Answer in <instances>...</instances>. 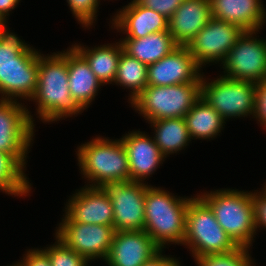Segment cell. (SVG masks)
I'll return each mask as SVG.
<instances>
[{"instance_id": "cell-1", "label": "cell", "mask_w": 266, "mask_h": 266, "mask_svg": "<svg viewBox=\"0 0 266 266\" xmlns=\"http://www.w3.org/2000/svg\"><path fill=\"white\" fill-rule=\"evenodd\" d=\"M52 54L40 53L38 56V83L30 100L36 103V117L46 124L84 111L70 94L68 49Z\"/></svg>"}, {"instance_id": "cell-2", "label": "cell", "mask_w": 266, "mask_h": 266, "mask_svg": "<svg viewBox=\"0 0 266 266\" xmlns=\"http://www.w3.org/2000/svg\"><path fill=\"white\" fill-rule=\"evenodd\" d=\"M191 197L175 196L168 190L149 185L145 195V225L152 240L161 248L166 245L182 246L185 230L187 208Z\"/></svg>"}, {"instance_id": "cell-3", "label": "cell", "mask_w": 266, "mask_h": 266, "mask_svg": "<svg viewBox=\"0 0 266 266\" xmlns=\"http://www.w3.org/2000/svg\"><path fill=\"white\" fill-rule=\"evenodd\" d=\"M76 154L82 178L88 181L85 186L102 187L107 182L130 181L128 155L121 139L99 135L77 146Z\"/></svg>"}, {"instance_id": "cell-4", "label": "cell", "mask_w": 266, "mask_h": 266, "mask_svg": "<svg viewBox=\"0 0 266 266\" xmlns=\"http://www.w3.org/2000/svg\"><path fill=\"white\" fill-rule=\"evenodd\" d=\"M209 192L199 196L213 210L216 221L238 247L250 249L257 233L252 192L229 188Z\"/></svg>"}, {"instance_id": "cell-5", "label": "cell", "mask_w": 266, "mask_h": 266, "mask_svg": "<svg viewBox=\"0 0 266 266\" xmlns=\"http://www.w3.org/2000/svg\"><path fill=\"white\" fill-rule=\"evenodd\" d=\"M194 259L204 255L227 254L238 246L216 221L210 206L199 196L190 199L183 244Z\"/></svg>"}, {"instance_id": "cell-6", "label": "cell", "mask_w": 266, "mask_h": 266, "mask_svg": "<svg viewBox=\"0 0 266 266\" xmlns=\"http://www.w3.org/2000/svg\"><path fill=\"white\" fill-rule=\"evenodd\" d=\"M201 97V82H189L169 86H146L130 102L146 122L159 119L184 118Z\"/></svg>"}, {"instance_id": "cell-7", "label": "cell", "mask_w": 266, "mask_h": 266, "mask_svg": "<svg viewBox=\"0 0 266 266\" xmlns=\"http://www.w3.org/2000/svg\"><path fill=\"white\" fill-rule=\"evenodd\" d=\"M201 97L226 121L251 115L253 118L256 83L226 78L221 74L215 79H206L202 74Z\"/></svg>"}, {"instance_id": "cell-8", "label": "cell", "mask_w": 266, "mask_h": 266, "mask_svg": "<svg viewBox=\"0 0 266 266\" xmlns=\"http://www.w3.org/2000/svg\"><path fill=\"white\" fill-rule=\"evenodd\" d=\"M24 106L19 101L0 99V150L11 154L26 169L35 123Z\"/></svg>"}, {"instance_id": "cell-9", "label": "cell", "mask_w": 266, "mask_h": 266, "mask_svg": "<svg viewBox=\"0 0 266 266\" xmlns=\"http://www.w3.org/2000/svg\"><path fill=\"white\" fill-rule=\"evenodd\" d=\"M259 31H244L238 37L221 64L222 76L256 84L266 79V39L257 38Z\"/></svg>"}, {"instance_id": "cell-10", "label": "cell", "mask_w": 266, "mask_h": 266, "mask_svg": "<svg viewBox=\"0 0 266 266\" xmlns=\"http://www.w3.org/2000/svg\"><path fill=\"white\" fill-rule=\"evenodd\" d=\"M148 183L107 182L102 188L113 207L115 231H141L145 225V195Z\"/></svg>"}, {"instance_id": "cell-11", "label": "cell", "mask_w": 266, "mask_h": 266, "mask_svg": "<svg viewBox=\"0 0 266 266\" xmlns=\"http://www.w3.org/2000/svg\"><path fill=\"white\" fill-rule=\"evenodd\" d=\"M243 32L235 24L211 17L186 47L201 68L209 63L221 66Z\"/></svg>"}, {"instance_id": "cell-12", "label": "cell", "mask_w": 266, "mask_h": 266, "mask_svg": "<svg viewBox=\"0 0 266 266\" xmlns=\"http://www.w3.org/2000/svg\"><path fill=\"white\" fill-rule=\"evenodd\" d=\"M55 236L77 254L89 262L105 259L109 254L114 227L100 224H83L79 222H60Z\"/></svg>"}, {"instance_id": "cell-13", "label": "cell", "mask_w": 266, "mask_h": 266, "mask_svg": "<svg viewBox=\"0 0 266 266\" xmlns=\"http://www.w3.org/2000/svg\"><path fill=\"white\" fill-rule=\"evenodd\" d=\"M40 53L29 44L16 57V62L0 66V98L2 100H31L38 83Z\"/></svg>"}, {"instance_id": "cell-14", "label": "cell", "mask_w": 266, "mask_h": 266, "mask_svg": "<svg viewBox=\"0 0 266 266\" xmlns=\"http://www.w3.org/2000/svg\"><path fill=\"white\" fill-rule=\"evenodd\" d=\"M69 197L61 222L114 225L112 202L102 187L85 186Z\"/></svg>"}, {"instance_id": "cell-15", "label": "cell", "mask_w": 266, "mask_h": 266, "mask_svg": "<svg viewBox=\"0 0 266 266\" xmlns=\"http://www.w3.org/2000/svg\"><path fill=\"white\" fill-rule=\"evenodd\" d=\"M201 67L186 46H178L159 61L148 65V86H169L201 82Z\"/></svg>"}, {"instance_id": "cell-16", "label": "cell", "mask_w": 266, "mask_h": 266, "mask_svg": "<svg viewBox=\"0 0 266 266\" xmlns=\"http://www.w3.org/2000/svg\"><path fill=\"white\" fill-rule=\"evenodd\" d=\"M160 250L144 230L115 231L105 263L108 266H142Z\"/></svg>"}, {"instance_id": "cell-17", "label": "cell", "mask_w": 266, "mask_h": 266, "mask_svg": "<svg viewBox=\"0 0 266 266\" xmlns=\"http://www.w3.org/2000/svg\"><path fill=\"white\" fill-rule=\"evenodd\" d=\"M127 151L130 181L146 183L163 164L165 156L155 144L154 138L142 131H130L120 138Z\"/></svg>"}, {"instance_id": "cell-18", "label": "cell", "mask_w": 266, "mask_h": 266, "mask_svg": "<svg viewBox=\"0 0 266 266\" xmlns=\"http://www.w3.org/2000/svg\"><path fill=\"white\" fill-rule=\"evenodd\" d=\"M111 28L126 34L124 38H141L168 30V18L132 0L112 17Z\"/></svg>"}, {"instance_id": "cell-19", "label": "cell", "mask_w": 266, "mask_h": 266, "mask_svg": "<svg viewBox=\"0 0 266 266\" xmlns=\"http://www.w3.org/2000/svg\"><path fill=\"white\" fill-rule=\"evenodd\" d=\"M212 17L210 0H184L168 20L178 46H187Z\"/></svg>"}, {"instance_id": "cell-20", "label": "cell", "mask_w": 266, "mask_h": 266, "mask_svg": "<svg viewBox=\"0 0 266 266\" xmlns=\"http://www.w3.org/2000/svg\"><path fill=\"white\" fill-rule=\"evenodd\" d=\"M211 15L244 31L261 30L266 23L262 0H210Z\"/></svg>"}, {"instance_id": "cell-21", "label": "cell", "mask_w": 266, "mask_h": 266, "mask_svg": "<svg viewBox=\"0 0 266 266\" xmlns=\"http://www.w3.org/2000/svg\"><path fill=\"white\" fill-rule=\"evenodd\" d=\"M68 82L71 96L83 110L91 105L103 86L86 59L72 45L68 48Z\"/></svg>"}, {"instance_id": "cell-22", "label": "cell", "mask_w": 266, "mask_h": 266, "mask_svg": "<svg viewBox=\"0 0 266 266\" xmlns=\"http://www.w3.org/2000/svg\"><path fill=\"white\" fill-rule=\"evenodd\" d=\"M120 41L126 53L147 65L159 61L178 47L168 30L141 38H121Z\"/></svg>"}, {"instance_id": "cell-23", "label": "cell", "mask_w": 266, "mask_h": 266, "mask_svg": "<svg viewBox=\"0 0 266 266\" xmlns=\"http://www.w3.org/2000/svg\"><path fill=\"white\" fill-rule=\"evenodd\" d=\"M88 62L90 69L96 75L102 85L112 84L115 80L118 61L124 50L121 41L107 43L97 47H84L75 43L72 45Z\"/></svg>"}, {"instance_id": "cell-24", "label": "cell", "mask_w": 266, "mask_h": 266, "mask_svg": "<svg viewBox=\"0 0 266 266\" xmlns=\"http://www.w3.org/2000/svg\"><path fill=\"white\" fill-rule=\"evenodd\" d=\"M191 139H213L220 135L224 118L200 97L184 116Z\"/></svg>"}, {"instance_id": "cell-25", "label": "cell", "mask_w": 266, "mask_h": 266, "mask_svg": "<svg viewBox=\"0 0 266 266\" xmlns=\"http://www.w3.org/2000/svg\"><path fill=\"white\" fill-rule=\"evenodd\" d=\"M148 123L154 130L155 144L166 158L186 148L192 140L184 118L159 119Z\"/></svg>"}, {"instance_id": "cell-26", "label": "cell", "mask_w": 266, "mask_h": 266, "mask_svg": "<svg viewBox=\"0 0 266 266\" xmlns=\"http://www.w3.org/2000/svg\"><path fill=\"white\" fill-rule=\"evenodd\" d=\"M148 65L133 58L124 50L122 51L118 68L113 83L129 89V103L133 101L147 86Z\"/></svg>"}, {"instance_id": "cell-27", "label": "cell", "mask_w": 266, "mask_h": 266, "mask_svg": "<svg viewBox=\"0 0 266 266\" xmlns=\"http://www.w3.org/2000/svg\"><path fill=\"white\" fill-rule=\"evenodd\" d=\"M26 170L11 154L0 150V190L14 197L29 196L32 184Z\"/></svg>"}, {"instance_id": "cell-28", "label": "cell", "mask_w": 266, "mask_h": 266, "mask_svg": "<svg viewBox=\"0 0 266 266\" xmlns=\"http://www.w3.org/2000/svg\"><path fill=\"white\" fill-rule=\"evenodd\" d=\"M249 251V248L238 247L227 254L204 255L194 261L197 266H256Z\"/></svg>"}, {"instance_id": "cell-29", "label": "cell", "mask_w": 266, "mask_h": 266, "mask_svg": "<svg viewBox=\"0 0 266 266\" xmlns=\"http://www.w3.org/2000/svg\"><path fill=\"white\" fill-rule=\"evenodd\" d=\"M54 244L41 248L49 257L52 266H88L90 263L85 257L67 247L56 236Z\"/></svg>"}, {"instance_id": "cell-30", "label": "cell", "mask_w": 266, "mask_h": 266, "mask_svg": "<svg viewBox=\"0 0 266 266\" xmlns=\"http://www.w3.org/2000/svg\"><path fill=\"white\" fill-rule=\"evenodd\" d=\"M8 29L0 27V66L16 62V57L29 45Z\"/></svg>"}, {"instance_id": "cell-31", "label": "cell", "mask_w": 266, "mask_h": 266, "mask_svg": "<svg viewBox=\"0 0 266 266\" xmlns=\"http://www.w3.org/2000/svg\"><path fill=\"white\" fill-rule=\"evenodd\" d=\"M68 6L83 28H88L96 22L100 0H66ZM95 20V22H94Z\"/></svg>"}, {"instance_id": "cell-32", "label": "cell", "mask_w": 266, "mask_h": 266, "mask_svg": "<svg viewBox=\"0 0 266 266\" xmlns=\"http://www.w3.org/2000/svg\"><path fill=\"white\" fill-rule=\"evenodd\" d=\"M138 4L170 18L184 0H135Z\"/></svg>"}, {"instance_id": "cell-33", "label": "cell", "mask_w": 266, "mask_h": 266, "mask_svg": "<svg viewBox=\"0 0 266 266\" xmlns=\"http://www.w3.org/2000/svg\"><path fill=\"white\" fill-rule=\"evenodd\" d=\"M257 191V192H256ZM253 205H254V221H255V229H262L261 227L266 228V192L262 189L258 192V190H254L252 192Z\"/></svg>"}, {"instance_id": "cell-34", "label": "cell", "mask_w": 266, "mask_h": 266, "mask_svg": "<svg viewBox=\"0 0 266 266\" xmlns=\"http://www.w3.org/2000/svg\"><path fill=\"white\" fill-rule=\"evenodd\" d=\"M256 119L260 126L266 129V79L256 84V100H255V113Z\"/></svg>"}, {"instance_id": "cell-35", "label": "cell", "mask_w": 266, "mask_h": 266, "mask_svg": "<svg viewBox=\"0 0 266 266\" xmlns=\"http://www.w3.org/2000/svg\"><path fill=\"white\" fill-rule=\"evenodd\" d=\"M17 264L19 266H52L48 255L41 248L29 249Z\"/></svg>"}, {"instance_id": "cell-36", "label": "cell", "mask_w": 266, "mask_h": 266, "mask_svg": "<svg viewBox=\"0 0 266 266\" xmlns=\"http://www.w3.org/2000/svg\"><path fill=\"white\" fill-rule=\"evenodd\" d=\"M164 249H161L157 254H155L150 260L145 262L142 266H181L176 257L172 258V255H164Z\"/></svg>"}, {"instance_id": "cell-37", "label": "cell", "mask_w": 266, "mask_h": 266, "mask_svg": "<svg viewBox=\"0 0 266 266\" xmlns=\"http://www.w3.org/2000/svg\"><path fill=\"white\" fill-rule=\"evenodd\" d=\"M21 0H0V26L8 27L7 21L10 16V11L17 7Z\"/></svg>"}, {"instance_id": "cell-38", "label": "cell", "mask_w": 266, "mask_h": 266, "mask_svg": "<svg viewBox=\"0 0 266 266\" xmlns=\"http://www.w3.org/2000/svg\"><path fill=\"white\" fill-rule=\"evenodd\" d=\"M9 266H19L17 263H13L12 265H9Z\"/></svg>"}]
</instances>
